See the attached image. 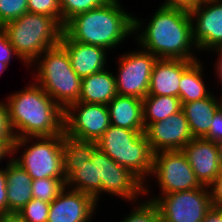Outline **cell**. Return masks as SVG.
Listing matches in <instances>:
<instances>
[{
  "instance_id": "6da1fadb",
  "label": "cell",
  "mask_w": 222,
  "mask_h": 222,
  "mask_svg": "<svg viewBox=\"0 0 222 222\" xmlns=\"http://www.w3.org/2000/svg\"><path fill=\"white\" fill-rule=\"evenodd\" d=\"M157 8L152 16L149 14L150 18L134 16V46L141 47L158 59L199 60L197 56L200 54L192 40L189 10Z\"/></svg>"
},
{
  "instance_id": "7a4b0ae2",
  "label": "cell",
  "mask_w": 222,
  "mask_h": 222,
  "mask_svg": "<svg viewBox=\"0 0 222 222\" xmlns=\"http://www.w3.org/2000/svg\"><path fill=\"white\" fill-rule=\"evenodd\" d=\"M21 89L4 99L15 138L63 134L64 110L32 79Z\"/></svg>"
},
{
  "instance_id": "3957f363",
  "label": "cell",
  "mask_w": 222,
  "mask_h": 222,
  "mask_svg": "<svg viewBox=\"0 0 222 222\" xmlns=\"http://www.w3.org/2000/svg\"><path fill=\"white\" fill-rule=\"evenodd\" d=\"M122 3L121 0H109L79 13L65 24L63 31L73 41L103 47L115 54L120 45H127L125 41L134 33V15Z\"/></svg>"
},
{
  "instance_id": "277c9868",
  "label": "cell",
  "mask_w": 222,
  "mask_h": 222,
  "mask_svg": "<svg viewBox=\"0 0 222 222\" xmlns=\"http://www.w3.org/2000/svg\"><path fill=\"white\" fill-rule=\"evenodd\" d=\"M29 74L63 110L78 102L80 78L71 66L66 50L60 45L45 50L30 66Z\"/></svg>"
},
{
  "instance_id": "5b68a950",
  "label": "cell",
  "mask_w": 222,
  "mask_h": 222,
  "mask_svg": "<svg viewBox=\"0 0 222 222\" xmlns=\"http://www.w3.org/2000/svg\"><path fill=\"white\" fill-rule=\"evenodd\" d=\"M2 29L28 68L45 50L60 44L64 28L53 17L26 12Z\"/></svg>"
},
{
  "instance_id": "8992f818",
  "label": "cell",
  "mask_w": 222,
  "mask_h": 222,
  "mask_svg": "<svg viewBox=\"0 0 222 222\" xmlns=\"http://www.w3.org/2000/svg\"><path fill=\"white\" fill-rule=\"evenodd\" d=\"M98 148L120 166L129 169L144 184L149 179L154 153L144 131L110 125L97 141Z\"/></svg>"
},
{
  "instance_id": "52a82bcc",
  "label": "cell",
  "mask_w": 222,
  "mask_h": 222,
  "mask_svg": "<svg viewBox=\"0 0 222 222\" xmlns=\"http://www.w3.org/2000/svg\"><path fill=\"white\" fill-rule=\"evenodd\" d=\"M62 142L63 134L17 138L12 147V159L33 180L65 178Z\"/></svg>"
},
{
  "instance_id": "ba28073f",
  "label": "cell",
  "mask_w": 222,
  "mask_h": 222,
  "mask_svg": "<svg viewBox=\"0 0 222 222\" xmlns=\"http://www.w3.org/2000/svg\"><path fill=\"white\" fill-rule=\"evenodd\" d=\"M153 179L159 188V194H152V191L154 192L152 190ZM201 187L202 185L197 180L187 156L182 150L154 153L152 172L144 184V193L146 196L166 195Z\"/></svg>"
},
{
  "instance_id": "9c48e42d",
  "label": "cell",
  "mask_w": 222,
  "mask_h": 222,
  "mask_svg": "<svg viewBox=\"0 0 222 222\" xmlns=\"http://www.w3.org/2000/svg\"><path fill=\"white\" fill-rule=\"evenodd\" d=\"M96 171L97 203L99 205L104 195H109L108 198L111 195V197H118L117 199L130 204L145 197L144 183L129 169L117 164L99 148L96 150Z\"/></svg>"
},
{
  "instance_id": "30bf717a",
  "label": "cell",
  "mask_w": 222,
  "mask_h": 222,
  "mask_svg": "<svg viewBox=\"0 0 222 222\" xmlns=\"http://www.w3.org/2000/svg\"><path fill=\"white\" fill-rule=\"evenodd\" d=\"M116 78L117 95L133 96L143 99L149 91L152 70L157 57L150 52L137 47L135 50L117 53Z\"/></svg>"
},
{
  "instance_id": "8fae6325",
  "label": "cell",
  "mask_w": 222,
  "mask_h": 222,
  "mask_svg": "<svg viewBox=\"0 0 222 222\" xmlns=\"http://www.w3.org/2000/svg\"><path fill=\"white\" fill-rule=\"evenodd\" d=\"M145 198L157 205L162 222H201L212 207L207 186Z\"/></svg>"
},
{
  "instance_id": "7c38bea8",
  "label": "cell",
  "mask_w": 222,
  "mask_h": 222,
  "mask_svg": "<svg viewBox=\"0 0 222 222\" xmlns=\"http://www.w3.org/2000/svg\"><path fill=\"white\" fill-rule=\"evenodd\" d=\"M110 125L105 104L78 101L64 110V134L78 140L97 142Z\"/></svg>"
},
{
  "instance_id": "4fadbf2b",
  "label": "cell",
  "mask_w": 222,
  "mask_h": 222,
  "mask_svg": "<svg viewBox=\"0 0 222 222\" xmlns=\"http://www.w3.org/2000/svg\"><path fill=\"white\" fill-rule=\"evenodd\" d=\"M192 40L198 53L222 46V0H201L189 10Z\"/></svg>"
},
{
  "instance_id": "5bb4252c",
  "label": "cell",
  "mask_w": 222,
  "mask_h": 222,
  "mask_svg": "<svg viewBox=\"0 0 222 222\" xmlns=\"http://www.w3.org/2000/svg\"><path fill=\"white\" fill-rule=\"evenodd\" d=\"M144 134L153 153L182 150L193 139L182 109L164 120L149 124Z\"/></svg>"
},
{
  "instance_id": "9a60e30c",
  "label": "cell",
  "mask_w": 222,
  "mask_h": 222,
  "mask_svg": "<svg viewBox=\"0 0 222 222\" xmlns=\"http://www.w3.org/2000/svg\"><path fill=\"white\" fill-rule=\"evenodd\" d=\"M98 206L90 195L65 187L50 203L47 222H92Z\"/></svg>"
},
{
  "instance_id": "2e32d148",
  "label": "cell",
  "mask_w": 222,
  "mask_h": 222,
  "mask_svg": "<svg viewBox=\"0 0 222 222\" xmlns=\"http://www.w3.org/2000/svg\"><path fill=\"white\" fill-rule=\"evenodd\" d=\"M60 45L66 50L71 66L80 78L90 76L111 66L110 60L112 59L108 57L110 54L108 50L103 47L73 41L64 31Z\"/></svg>"
},
{
  "instance_id": "e0dca14e",
  "label": "cell",
  "mask_w": 222,
  "mask_h": 222,
  "mask_svg": "<svg viewBox=\"0 0 222 222\" xmlns=\"http://www.w3.org/2000/svg\"><path fill=\"white\" fill-rule=\"evenodd\" d=\"M182 151L187 156L197 180L209 186L222 170L216 142L204 138H193Z\"/></svg>"
},
{
  "instance_id": "ac0fdd59",
  "label": "cell",
  "mask_w": 222,
  "mask_h": 222,
  "mask_svg": "<svg viewBox=\"0 0 222 222\" xmlns=\"http://www.w3.org/2000/svg\"><path fill=\"white\" fill-rule=\"evenodd\" d=\"M193 62L180 59H157L152 70L147 95L179 97L180 78Z\"/></svg>"
},
{
  "instance_id": "d6986e66",
  "label": "cell",
  "mask_w": 222,
  "mask_h": 222,
  "mask_svg": "<svg viewBox=\"0 0 222 222\" xmlns=\"http://www.w3.org/2000/svg\"><path fill=\"white\" fill-rule=\"evenodd\" d=\"M215 92L204 99L182 103L193 138H203L208 133L215 112L222 106V93L217 96Z\"/></svg>"
},
{
  "instance_id": "ffe728a7",
  "label": "cell",
  "mask_w": 222,
  "mask_h": 222,
  "mask_svg": "<svg viewBox=\"0 0 222 222\" xmlns=\"http://www.w3.org/2000/svg\"><path fill=\"white\" fill-rule=\"evenodd\" d=\"M7 213L19 212L32 198L29 174L13 159L6 163Z\"/></svg>"
},
{
  "instance_id": "44dd1931",
  "label": "cell",
  "mask_w": 222,
  "mask_h": 222,
  "mask_svg": "<svg viewBox=\"0 0 222 222\" xmlns=\"http://www.w3.org/2000/svg\"><path fill=\"white\" fill-rule=\"evenodd\" d=\"M107 107L111 125L134 131H145L142 99L116 95Z\"/></svg>"
},
{
  "instance_id": "7402d4cb",
  "label": "cell",
  "mask_w": 222,
  "mask_h": 222,
  "mask_svg": "<svg viewBox=\"0 0 222 222\" xmlns=\"http://www.w3.org/2000/svg\"><path fill=\"white\" fill-rule=\"evenodd\" d=\"M109 68L82 78L78 101L107 105L117 95L115 70Z\"/></svg>"
},
{
  "instance_id": "603a6c76",
  "label": "cell",
  "mask_w": 222,
  "mask_h": 222,
  "mask_svg": "<svg viewBox=\"0 0 222 222\" xmlns=\"http://www.w3.org/2000/svg\"><path fill=\"white\" fill-rule=\"evenodd\" d=\"M205 67L206 66L199 59L194 61L182 73L179 81V99L181 100V103L204 99L213 92V88L211 89V87L208 86L209 82L207 81V84L205 82V79H207L205 75L206 73H204L206 70Z\"/></svg>"
},
{
  "instance_id": "cb8c5ba5",
  "label": "cell",
  "mask_w": 222,
  "mask_h": 222,
  "mask_svg": "<svg viewBox=\"0 0 222 222\" xmlns=\"http://www.w3.org/2000/svg\"><path fill=\"white\" fill-rule=\"evenodd\" d=\"M63 172L67 180L79 165L92 159L98 149L97 142L78 140L63 133Z\"/></svg>"
},
{
  "instance_id": "d4e9b609",
  "label": "cell",
  "mask_w": 222,
  "mask_h": 222,
  "mask_svg": "<svg viewBox=\"0 0 222 222\" xmlns=\"http://www.w3.org/2000/svg\"><path fill=\"white\" fill-rule=\"evenodd\" d=\"M182 109L179 97L146 95L142 99L143 122L145 128L151 124L164 120Z\"/></svg>"
},
{
  "instance_id": "484cf974",
  "label": "cell",
  "mask_w": 222,
  "mask_h": 222,
  "mask_svg": "<svg viewBox=\"0 0 222 222\" xmlns=\"http://www.w3.org/2000/svg\"><path fill=\"white\" fill-rule=\"evenodd\" d=\"M65 187L90 195L97 202L96 151L91 160L79 165V169L66 180Z\"/></svg>"
},
{
  "instance_id": "4316f807",
  "label": "cell",
  "mask_w": 222,
  "mask_h": 222,
  "mask_svg": "<svg viewBox=\"0 0 222 222\" xmlns=\"http://www.w3.org/2000/svg\"><path fill=\"white\" fill-rule=\"evenodd\" d=\"M132 210L117 222H162L157 205L144 197V199L131 203Z\"/></svg>"
},
{
  "instance_id": "83f0119b",
  "label": "cell",
  "mask_w": 222,
  "mask_h": 222,
  "mask_svg": "<svg viewBox=\"0 0 222 222\" xmlns=\"http://www.w3.org/2000/svg\"><path fill=\"white\" fill-rule=\"evenodd\" d=\"M65 178H42L32 181V196L51 203L65 188Z\"/></svg>"
},
{
  "instance_id": "f1b7e54d",
  "label": "cell",
  "mask_w": 222,
  "mask_h": 222,
  "mask_svg": "<svg viewBox=\"0 0 222 222\" xmlns=\"http://www.w3.org/2000/svg\"><path fill=\"white\" fill-rule=\"evenodd\" d=\"M109 0H59L62 11V27L75 15L97 8Z\"/></svg>"
},
{
  "instance_id": "f546056e",
  "label": "cell",
  "mask_w": 222,
  "mask_h": 222,
  "mask_svg": "<svg viewBox=\"0 0 222 222\" xmlns=\"http://www.w3.org/2000/svg\"><path fill=\"white\" fill-rule=\"evenodd\" d=\"M50 203L32 198L18 214L26 222H47Z\"/></svg>"
},
{
  "instance_id": "4dcf8cb0",
  "label": "cell",
  "mask_w": 222,
  "mask_h": 222,
  "mask_svg": "<svg viewBox=\"0 0 222 222\" xmlns=\"http://www.w3.org/2000/svg\"><path fill=\"white\" fill-rule=\"evenodd\" d=\"M28 12V0H0V27Z\"/></svg>"
},
{
  "instance_id": "1f68e13d",
  "label": "cell",
  "mask_w": 222,
  "mask_h": 222,
  "mask_svg": "<svg viewBox=\"0 0 222 222\" xmlns=\"http://www.w3.org/2000/svg\"><path fill=\"white\" fill-rule=\"evenodd\" d=\"M28 12L53 17L62 26L59 0H28Z\"/></svg>"
},
{
  "instance_id": "d6a6232c",
  "label": "cell",
  "mask_w": 222,
  "mask_h": 222,
  "mask_svg": "<svg viewBox=\"0 0 222 222\" xmlns=\"http://www.w3.org/2000/svg\"><path fill=\"white\" fill-rule=\"evenodd\" d=\"M15 135L10 125L7 114V105L3 100L0 101V141H15Z\"/></svg>"
},
{
  "instance_id": "836d02e7",
  "label": "cell",
  "mask_w": 222,
  "mask_h": 222,
  "mask_svg": "<svg viewBox=\"0 0 222 222\" xmlns=\"http://www.w3.org/2000/svg\"><path fill=\"white\" fill-rule=\"evenodd\" d=\"M14 57L19 59L20 62H23L15 52L14 47L9 42L5 31L2 29V27H0V60L9 66Z\"/></svg>"
},
{
  "instance_id": "e575fe53",
  "label": "cell",
  "mask_w": 222,
  "mask_h": 222,
  "mask_svg": "<svg viewBox=\"0 0 222 222\" xmlns=\"http://www.w3.org/2000/svg\"><path fill=\"white\" fill-rule=\"evenodd\" d=\"M203 138L213 142L222 139V106L215 112L208 133Z\"/></svg>"
},
{
  "instance_id": "d590c367",
  "label": "cell",
  "mask_w": 222,
  "mask_h": 222,
  "mask_svg": "<svg viewBox=\"0 0 222 222\" xmlns=\"http://www.w3.org/2000/svg\"><path fill=\"white\" fill-rule=\"evenodd\" d=\"M208 188L212 206L222 208V170Z\"/></svg>"
},
{
  "instance_id": "8d00e7d4",
  "label": "cell",
  "mask_w": 222,
  "mask_h": 222,
  "mask_svg": "<svg viewBox=\"0 0 222 222\" xmlns=\"http://www.w3.org/2000/svg\"><path fill=\"white\" fill-rule=\"evenodd\" d=\"M7 213L6 164L0 167V215Z\"/></svg>"
},
{
  "instance_id": "74e56055",
  "label": "cell",
  "mask_w": 222,
  "mask_h": 222,
  "mask_svg": "<svg viewBox=\"0 0 222 222\" xmlns=\"http://www.w3.org/2000/svg\"><path fill=\"white\" fill-rule=\"evenodd\" d=\"M158 6L161 7H172V8H183L190 10L195 7L201 0H163Z\"/></svg>"
},
{
  "instance_id": "f35d334b",
  "label": "cell",
  "mask_w": 222,
  "mask_h": 222,
  "mask_svg": "<svg viewBox=\"0 0 222 222\" xmlns=\"http://www.w3.org/2000/svg\"><path fill=\"white\" fill-rule=\"evenodd\" d=\"M211 52H212V55L215 54L213 56H217L214 60L215 64L213 63L214 68L211 67V69L212 70L214 69L213 71L216 72L215 74L213 73V75H215V77L217 78L216 80L221 85L222 84V46L211 50L210 52H208V54L210 55Z\"/></svg>"
},
{
  "instance_id": "ab89813d",
  "label": "cell",
  "mask_w": 222,
  "mask_h": 222,
  "mask_svg": "<svg viewBox=\"0 0 222 222\" xmlns=\"http://www.w3.org/2000/svg\"><path fill=\"white\" fill-rule=\"evenodd\" d=\"M14 142L15 141H0V164L3 162L7 163L12 159V147Z\"/></svg>"
},
{
  "instance_id": "60d3db41",
  "label": "cell",
  "mask_w": 222,
  "mask_h": 222,
  "mask_svg": "<svg viewBox=\"0 0 222 222\" xmlns=\"http://www.w3.org/2000/svg\"><path fill=\"white\" fill-rule=\"evenodd\" d=\"M201 222H222V208L212 206Z\"/></svg>"
},
{
  "instance_id": "b9f144b4",
  "label": "cell",
  "mask_w": 222,
  "mask_h": 222,
  "mask_svg": "<svg viewBox=\"0 0 222 222\" xmlns=\"http://www.w3.org/2000/svg\"><path fill=\"white\" fill-rule=\"evenodd\" d=\"M0 222H26L17 212L0 215Z\"/></svg>"
},
{
  "instance_id": "7bdbcfd3",
  "label": "cell",
  "mask_w": 222,
  "mask_h": 222,
  "mask_svg": "<svg viewBox=\"0 0 222 222\" xmlns=\"http://www.w3.org/2000/svg\"><path fill=\"white\" fill-rule=\"evenodd\" d=\"M216 145H217V148H218L219 158H220V162H221V165H222V139L218 140L216 142Z\"/></svg>"
},
{
  "instance_id": "ee69618b",
  "label": "cell",
  "mask_w": 222,
  "mask_h": 222,
  "mask_svg": "<svg viewBox=\"0 0 222 222\" xmlns=\"http://www.w3.org/2000/svg\"><path fill=\"white\" fill-rule=\"evenodd\" d=\"M9 66L6 63L1 62L0 60V76L2 75V73L5 72V70L8 68Z\"/></svg>"
}]
</instances>
